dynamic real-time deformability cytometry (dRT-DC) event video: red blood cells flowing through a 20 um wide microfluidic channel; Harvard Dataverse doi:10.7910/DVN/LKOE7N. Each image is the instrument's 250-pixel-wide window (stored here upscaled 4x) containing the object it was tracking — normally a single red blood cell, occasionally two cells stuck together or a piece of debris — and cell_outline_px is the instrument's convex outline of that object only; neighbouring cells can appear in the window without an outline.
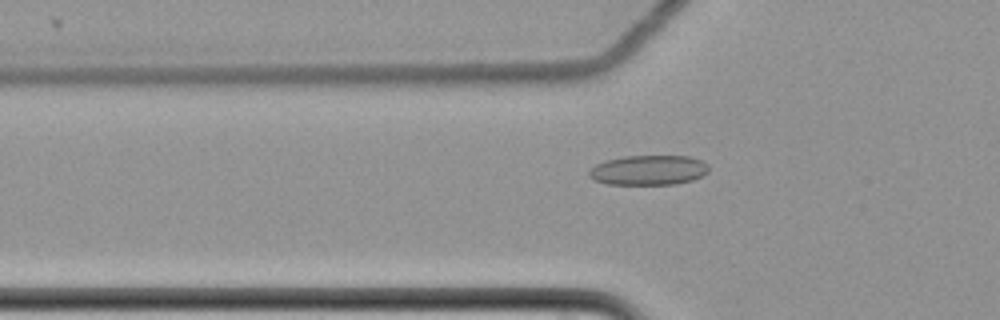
{"species": "common noctule bat (a hibernating species)", "species_latin": "Nyctalus noctula", "temperature_condition": "cold", "stored_images_in_passage": 61, "camera_frame_rate_fps": 3000, "um_per_image_px": 0.085, "animal": {"sex": "female", "body_mass_g": 22.7, "forearm_length_mm": 54.2}, "frame": {"image": 1, "passage_image": 22, "time_ms": 7.0, "image_size_px": [1000, 320], "cell_outline_px": [[708, 172], [692, 180], [676, 184], [608, 184], [592, 180], [588, 176], [588, 172], [596, 164], [608, 160], [624, 156], [688, 156], [700, 160], [708, 164]], "centroid_in_image_um": [55.11, 14.46], "position_along_channel_um": 70.7, "area_um2": 20.75}}
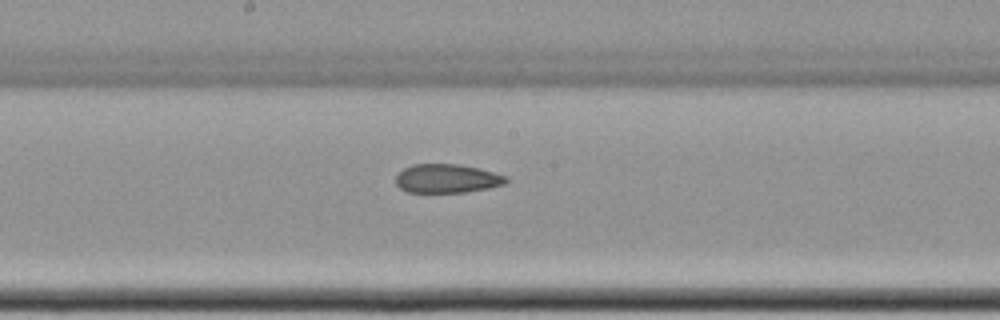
{"frame": {"image": 2, "passage_image": 34, "time_ms": 11.0, "image_size_px": [1000, 320], "cell_outline_px": [[508, 180], [504, 184], [488, 188], [464, 192], [408, 192], [400, 188], [396, 184], [396, 176], [404, 168], [412, 164], [460, 164], [508, 176]], "centroid_in_image_um": [37.98, 15.17], "position_along_channel_um": 210.2, "area_um2": 18.38}}
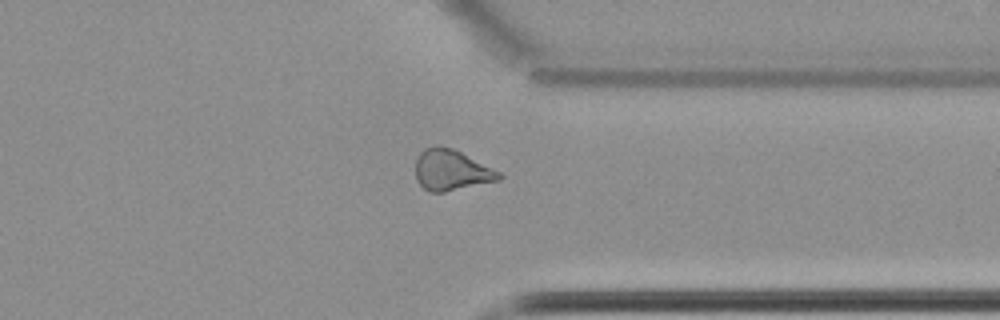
{"frame": {"image": 3, "passage_image": 48, "time_ms": 15.667, "image_size_px": [1000, 320], "cell_outline_px": [[504, 176], [500, 180], [444, 192], [428, 192], [416, 180], [416, 160], [420, 152], [424, 148], [452, 148], [500, 172]], "centroid_in_image_um": [38.37, 14.5], "position_along_channel_um": 373.0, "area_um2": 19.42}, "authors_computed_cell_mechanics": {"area_um2": 20.7502, "velocity_mm_per_s": 3.5048, "shape_relaxation_time_tau1_ms": null, "shape_relaxation_time_tau2_ms": 5.2509, "deformation_change_tau1": null, "deformation_change_tau2": 0.1234}}